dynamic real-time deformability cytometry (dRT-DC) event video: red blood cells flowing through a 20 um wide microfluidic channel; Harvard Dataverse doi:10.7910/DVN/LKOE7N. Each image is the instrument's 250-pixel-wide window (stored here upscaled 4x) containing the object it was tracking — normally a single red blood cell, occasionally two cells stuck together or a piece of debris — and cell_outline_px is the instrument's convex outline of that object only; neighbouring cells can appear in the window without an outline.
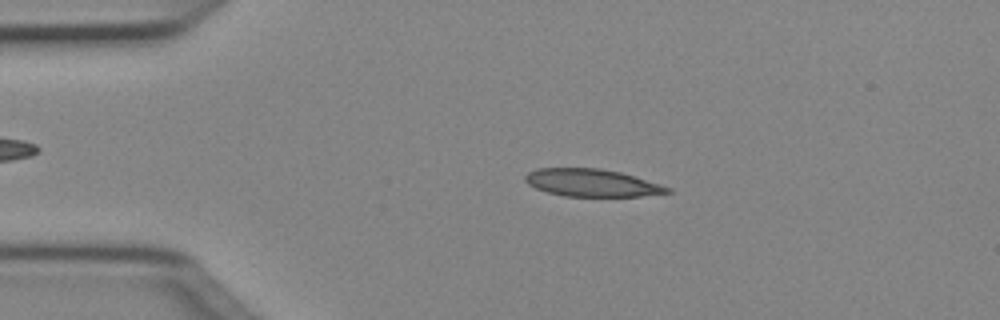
{"species": "Egyptian fruit bat (a non-hibernating species)", "species_latin": "Rousettus aegyptiacus", "temperature_condition": "cold", "stored_images_in_passage": 48, "camera_frame_rate_fps": 3000, "um_per_image_px": 0.085, "animal": {"sex": "female"}, "frame": {"image": 1, "passage_image": 9, "time_ms": 2.667, "image_size_px": [1000, 320], "cell_outline_px": [[672, 192], [640, 196], [564, 196], [548, 192], [536, 188], [528, 184], [524, 180], [524, 176], [528, 172], [536, 168], [600, 168], [620, 172], [660, 184], [672, 188]], "centroid_in_image_um": [50.29, 15.53], "position_along_channel_um": 34.7, "area_um2": 22.72}}
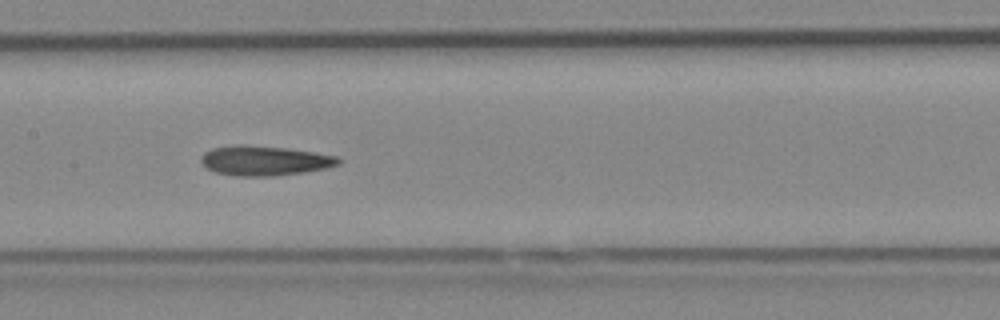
{"frame": {"image": 2, "passage_image": 23, "time_ms": 7.333, "image_size_px": [1000, 320], "cell_outline_px": [[344, 160], [340, 164], [328, 168], [304, 172], [272, 176], [236, 176], [216, 172], [208, 168], [200, 160], [200, 156], [204, 152], [212, 148], [236, 144], [240, 144], [284, 148], [312, 152], [336, 156]], "centroid_in_image_um": [22.5, 13.65], "position_along_channel_um": 184.9, "area_um2": 23.81}}
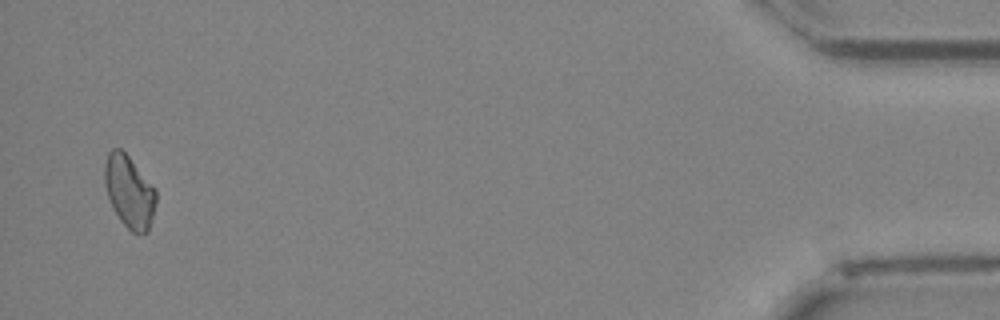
{"frame": {"image": 3, "passage_image": 47, "time_ms": 15.333, "image_size_px": [1000, 320], "cell_outline_px": [[156, 204], [148, 232], [136, 236], [120, 220], [112, 208], [104, 184], [104, 164], [108, 152], [112, 148], [120, 148], [128, 156], [156, 188]], "centroid_in_image_um": [10.99, 16.31], "position_along_channel_um": 424.2, "area_um2": 21.91}, "authors_computed_cell_mechanics": {"area_um2": 22.831, "velocity_mm_per_s": 4.047, "shape_relaxation_time_tau1_ms": 11.3981, "shape_relaxation_time_tau2_ms": 8.4172, "deformation_change_tau1": 0.2252, "deformation_change_tau2": 0.1854}}